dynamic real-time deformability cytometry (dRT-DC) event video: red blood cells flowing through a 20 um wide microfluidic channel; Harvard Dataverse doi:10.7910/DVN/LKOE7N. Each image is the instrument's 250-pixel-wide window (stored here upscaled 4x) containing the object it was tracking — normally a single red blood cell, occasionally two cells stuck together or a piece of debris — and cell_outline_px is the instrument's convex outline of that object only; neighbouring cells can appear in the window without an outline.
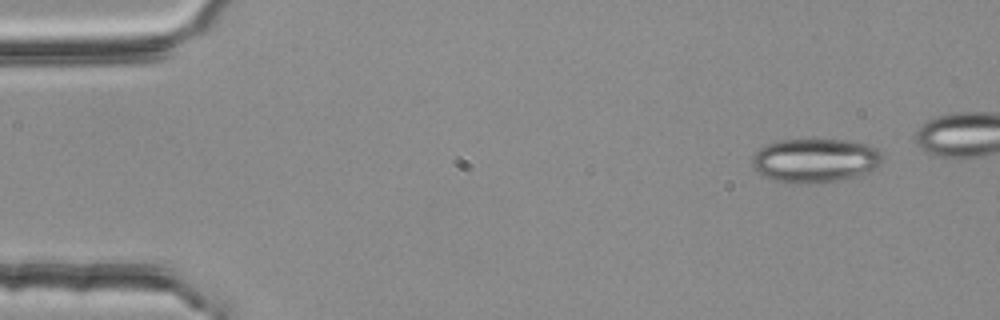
{"species": "common noctule bat (a hibernating species)", "species_latin": "Nyctalus noctula", "temperature_condition": "room temperature", "stored_images_in_passage": 3, "camera_frame_rate_fps": 3000, "um_per_image_px": 0.085, "animal": {"sex": "female", "body_mass_g": 25.1}, "frame": {"image": 1, "passage_image": 1, "time_ms": 0.0, "image_size_px": [1000, 320], "cell_outline_px": [[884, 160], [876, 168], [864, 176], [820, 184], [792, 184], [776, 180], [764, 176], [756, 172], [752, 164], [752, 156], [760, 148], [768, 144], [780, 140], [848, 140], [868, 144], [876, 148], [880, 152]], "centroid_in_image_um": [69.34, 13.67], "position_along_channel_um": 15.7, "area_um2": 34.1}}